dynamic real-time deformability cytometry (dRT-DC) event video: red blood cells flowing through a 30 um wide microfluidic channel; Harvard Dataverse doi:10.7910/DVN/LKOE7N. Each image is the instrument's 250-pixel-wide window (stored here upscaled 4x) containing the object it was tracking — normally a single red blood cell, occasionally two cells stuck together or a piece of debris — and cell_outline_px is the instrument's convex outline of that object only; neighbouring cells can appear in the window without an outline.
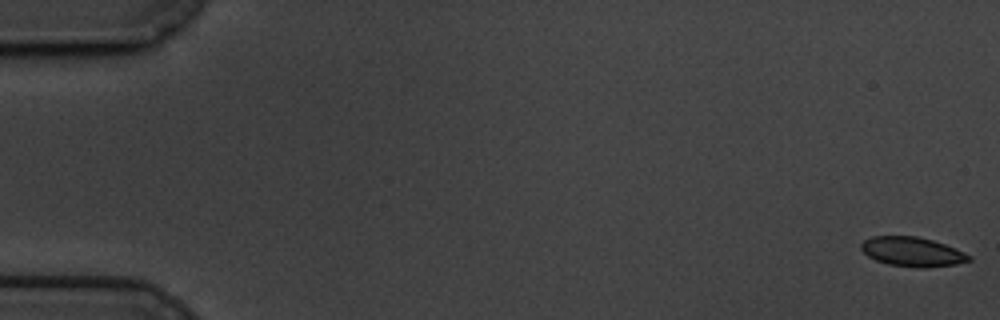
{"species": "common noctule bat (a hibernating species)", "species_latin": "Nyctalus noctula", "temperature_condition": "cold", "stored_images_in_passage": 60, "camera_frame_rate_fps": 3000, "um_per_image_px": 0.085, "animal": {"sex": "male", "body_mass_g": 19.5, "forearm_length_mm": 54.6}, "frame": {"image": 1, "passage_image": 1, "time_ms": 0.0, "image_size_px": [1000, 320], "cell_outline_px": [[972, 260], [956, 264], [924, 268], [888, 264], [876, 260], [868, 256], [860, 248], [860, 244], [864, 240], [872, 236], [916, 236], [932, 240], [944, 244], [964, 252], [972, 256]], "centroid_in_image_um": [77.54, 21.4], "position_along_channel_um": 7.5, "area_um2": 18.38}}
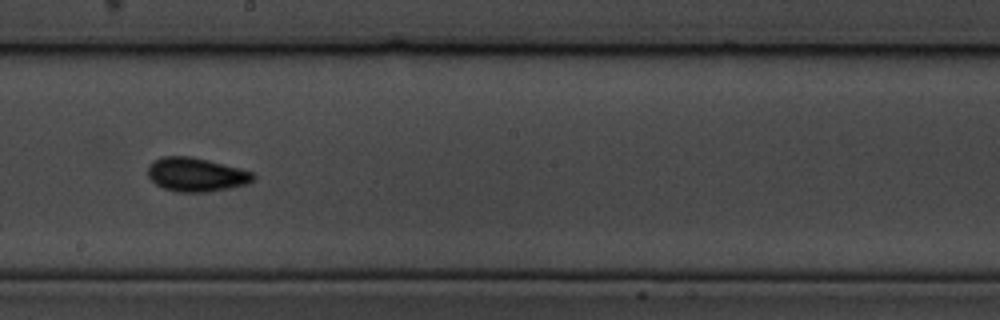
{"frame": {"image": 2, "passage_image": 34, "time_ms": 11.0, "image_size_px": [1000, 320], "cell_outline_px": [[256, 176], [248, 184], [208, 192], [176, 192], [164, 188], [156, 184], [148, 176], [148, 168], [152, 160], [160, 156], [192, 156], [240, 168], [252, 172]], "centroid_in_image_um": [16.66, 14.83], "position_along_channel_um": 231.5, "area_um2": 20.87}}
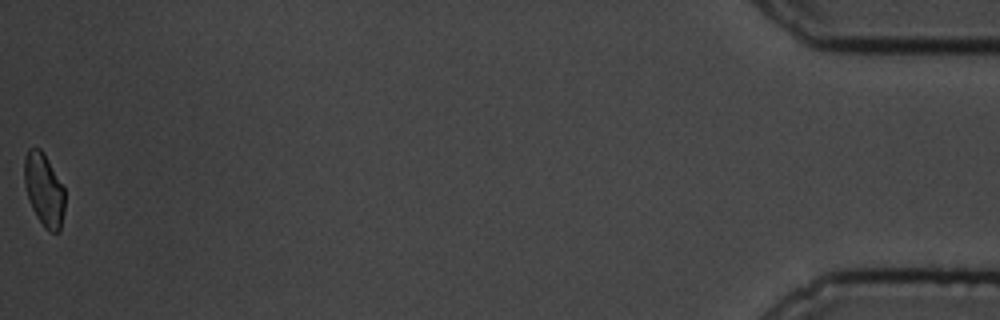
{"frame": {"image": 3, "passage_image": 60, "time_ms": 19.667, "image_size_px": [1000, 320], "cell_outline_px": [[64, 212], [60, 232], [48, 232], [44, 228], [36, 216], [32, 208], [24, 184], [24, 156], [28, 148], [40, 148], [44, 152], [64, 188]], "centroid_in_image_um": [3.74, 16.14], "position_along_channel_um": 431.5, "area_um2": 17.34}, "authors_computed_cell_mechanics": {"area_um2": 18.9584, "velocity_mm_per_s": 3.383, "shape_relaxation_time_tau1_ms": 2.4374, "shape_relaxation_time_tau2_ms": 1.1752, "deformation_change_tau1": 0.0745, "deformation_change_tau2": 0.0371}}